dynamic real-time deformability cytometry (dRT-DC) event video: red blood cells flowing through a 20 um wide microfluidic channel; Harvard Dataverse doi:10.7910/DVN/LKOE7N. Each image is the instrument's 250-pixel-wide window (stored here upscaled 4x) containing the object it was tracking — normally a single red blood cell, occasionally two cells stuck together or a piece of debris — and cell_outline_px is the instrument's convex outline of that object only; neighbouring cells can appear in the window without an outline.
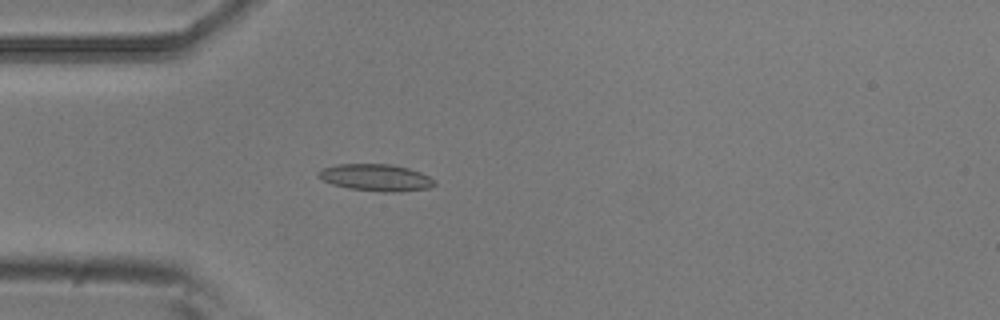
{"species": "common noctule bat (a hibernating species)", "species_latin": "Nyctalus noctula", "temperature_condition": "room temperature", "stored_images_in_passage": 5, "camera_frame_rate_fps": 3000, "um_per_image_px": 0.085, "animal": {"sex": "male", "body_mass_g": 20.5, "forearm_length_mm": 52.5}, "frame": {"image": 1, "passage_image": 5, "time_ms": 1.333, "image_size_px": [1000, 320], "cell_outline_px": [[436, 184], [428, 188], [392, 192], [380, 192], [348, 188], [332, 184], [324, 180], [320, 176], [320, 172], [324, 168], [336, 164], [392, 164], [408, 168], [420, 172], [436, 180]], "centroid_in_image_um": [32.0, 15.09], "position_along_channel_um": 53.0, "area_um2": 17.98}}